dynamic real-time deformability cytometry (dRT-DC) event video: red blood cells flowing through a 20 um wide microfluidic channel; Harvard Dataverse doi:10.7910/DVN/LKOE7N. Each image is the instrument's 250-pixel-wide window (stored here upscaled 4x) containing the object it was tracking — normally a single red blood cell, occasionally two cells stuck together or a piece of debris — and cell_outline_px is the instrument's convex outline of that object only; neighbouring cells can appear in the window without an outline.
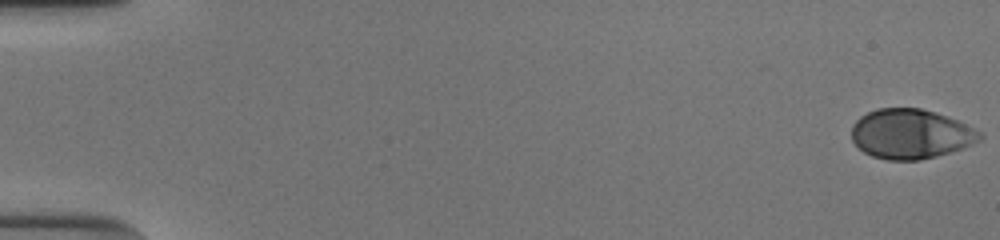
{"species": "human", "species_latin": "Homo sapiens", "temperature_condition": "cold", "stored_images_in_passage": 54, "camera_frame_rate_fps": 3000, "um_per_image_px": 0.085, "donor": {"sex": "male"}, "frame": {"image": 1, "passage_image": 1, "time_ms": 0.0, "image_size_px": [1000, 240], "cell_outline_px": [[984, 136], [980, 140], [972, 144], [936, 156], [920, 160], [888, 160], [872, 156], [864, 152], [852, 140], [852, 124], [860, 116], [876, 108], [920, 108], [936, 112], [948, 116], [984, 132]], "centroid_in_image_um": [77.42, 11.37], "position_along_channel_um": 7.6, "area_um2": 37.22}}
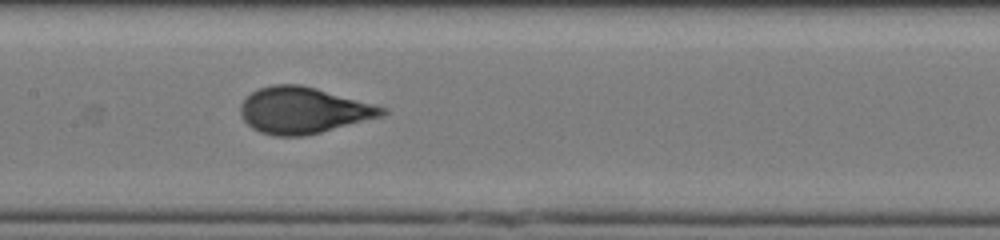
{"frame": {"image": 2, "passage_image": 28, "time_ms": 9.0, "image_size_px": [1000, 240], "cell_outline_px": [[388, 112], [384, 116], [304, 136], [272, 136], [260, 132], [252, 128], [244, 120], [240, 112], [240, 104], [252, 92], [260, 88], [272, 84], [300, 84], [316, 88], [388, 108]], "centroid_in_image_um": [25.79, 9.38], "position_along_channel_um": 181.6, "area_um2": 38.15}}
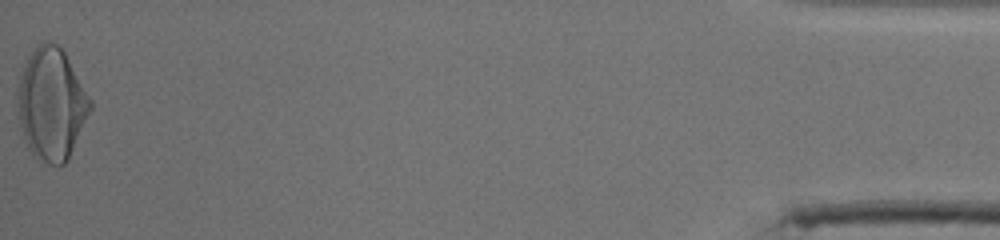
{"frame": {"image": 3, "passage_image": 54, "time_ms": 17.667, "image_size_px": [1000, 240], "cell_outline_px": [[92, 108], [68, 160], [64, 164], [40, 164], [32, 156], [28, 148], [16, 116], [16, 104], [20, 80], [28, 56], [44, 40], [52, 40], [64, 52], [92, 100]], "centroid_in_image_um": [4.36, 8.9], "position_along_channel_um": 430.8, "area_um2": 47.63}, "authors_computed_cell_mechanics": {"area_um2": 37.8012, "velocity_mm_per_s": 3.8981, "shape_relaxation_time_tau1_ms": 4.0307, "shape_relaxation_time_tau2_ms": null, "deformation_change_tau1": 0.1915, "deformation_change_tau2": null}}